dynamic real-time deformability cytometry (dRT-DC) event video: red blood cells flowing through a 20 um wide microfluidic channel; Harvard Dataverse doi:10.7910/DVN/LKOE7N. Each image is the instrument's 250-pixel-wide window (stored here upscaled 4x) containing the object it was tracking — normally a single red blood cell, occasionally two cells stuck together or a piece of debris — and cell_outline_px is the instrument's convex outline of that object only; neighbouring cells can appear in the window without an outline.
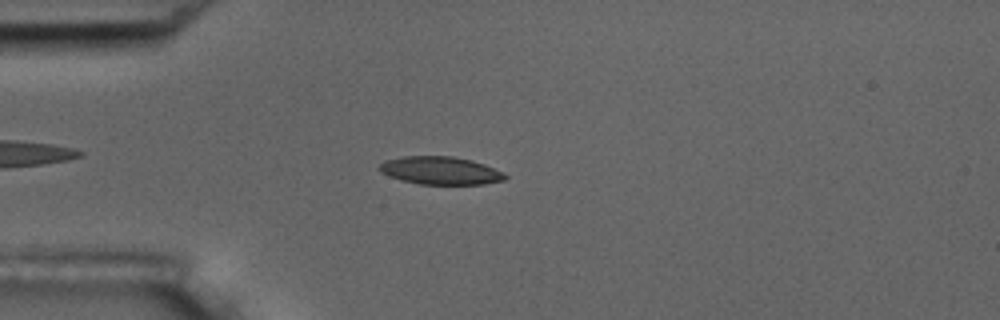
{"species": "common noctule bat (a hibernating species)", "species_latin": "Nyctalus noctula", "temperature_condition": "room temperature", "stored_images_in_passage": 3, "camera_frame_rate_fps": 3000, "um_per_image_px": 0.085, "animal": {"sex": "male", "body_mass_g": 17.5, "forearm_length_mm": 52.3}, "frame": {"image": 1, "passage_image": 3, "time_ms": 3.0, "image_size_px": [1000, 320], "cell_outline_px": [[508, 176], [504, 180], [484, 184], [420, 184], [400, 180], [380, 172], [376, 168], [384, 160], [404, 156], [452, 156], [472, 160], [484, 164]], "centroid_in_image_um": [37.38, 14.49], "position_along_channel_um": 47.6, "area_um2": 20.4}}